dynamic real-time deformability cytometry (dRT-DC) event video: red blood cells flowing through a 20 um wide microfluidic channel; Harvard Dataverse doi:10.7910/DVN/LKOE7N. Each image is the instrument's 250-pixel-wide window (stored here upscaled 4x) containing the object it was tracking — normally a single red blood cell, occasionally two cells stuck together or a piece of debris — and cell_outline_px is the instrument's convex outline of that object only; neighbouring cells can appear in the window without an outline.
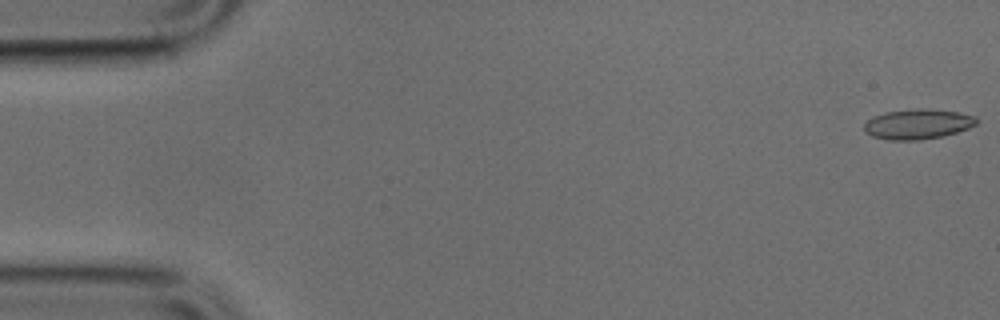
{"species": "common noctule bat (a hibernating species)", "species_latin": "Nyctalus noctula", "temperature_condition": "cold", "stored_images_in_passage": 50, "camera_frame_rate_fps": 3000, "um_per_image_px": 0.085, "animal": {"sex": "male", "body_mass_g": 17.9, "forearm_length_mm": 54.2}, "frame": {"image": 1, "passage_image": 1, "time_ms": 0.0, "image_size_px": [1000, 320], "cell_outline_px": [[980, 120], [976, 124], [968, 128], [956, 132], [940, 136], [920, 140], [888, 140], [872, 136], [864, 132], [864, 124], [872, 116], [884, 112], [920, 108], [928, 108], [960, 112], [976, 116]], "centroid_in_image_um": [78.01, 10.53], "position_along_channel_um": 7.0, "area_um2": 19.88}}
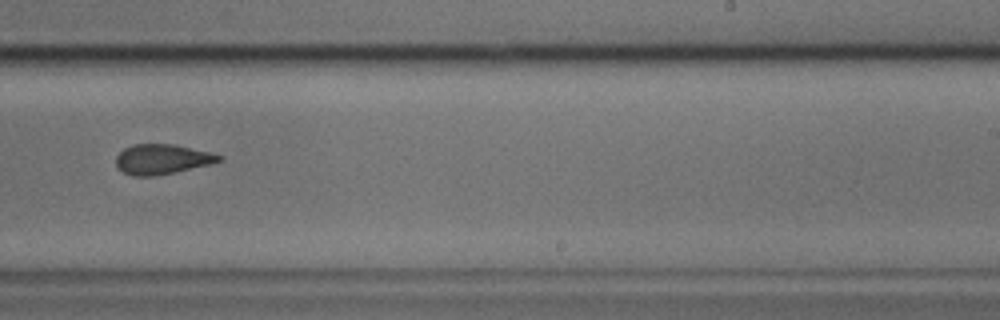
{"frame": {"image": 2, "passage_image": 31, "time_ms": 10.0, "image_size_px": [1000, 320], "cell_outline_px": [[224, 160], [212, 164], [156, 176], [132, 176], [116, 168], [116, 156], [124, 148], [132, 144], [172, 144], [208, 152], [224, 156]], "centroid_in_image_um": [13.77, 13.54], "position_along_channel_um": 275.2, "area_um2": 18.09}}
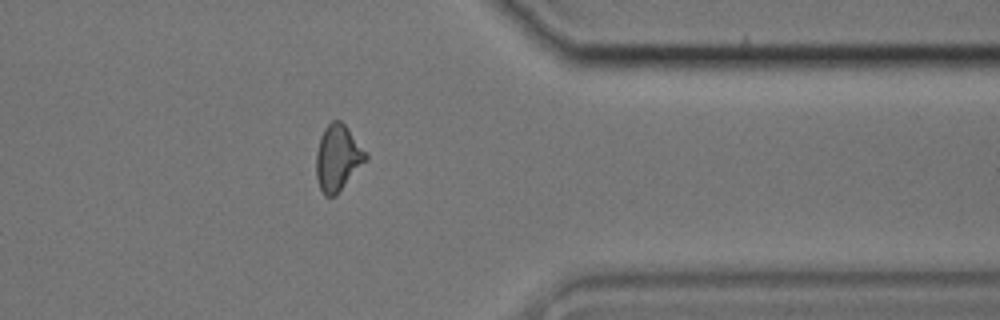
{"frame": {"image": 3, "passage_image": 40, "time_ms": 13.0, "image_size_px": [1000, 320], "cell_outline_px": [[368, 156], [340, 188], [332, 196], [324, 196], [320, 188], [316, 176], [316, 152], [320, 136], [324, 128], [332, 120], [340, 120], [348, 128], [368, 152]], "centroid_in_image_um": [28.68, 13.34], "position_along_channel_um": 382.7, "area_um2": 18.55}}